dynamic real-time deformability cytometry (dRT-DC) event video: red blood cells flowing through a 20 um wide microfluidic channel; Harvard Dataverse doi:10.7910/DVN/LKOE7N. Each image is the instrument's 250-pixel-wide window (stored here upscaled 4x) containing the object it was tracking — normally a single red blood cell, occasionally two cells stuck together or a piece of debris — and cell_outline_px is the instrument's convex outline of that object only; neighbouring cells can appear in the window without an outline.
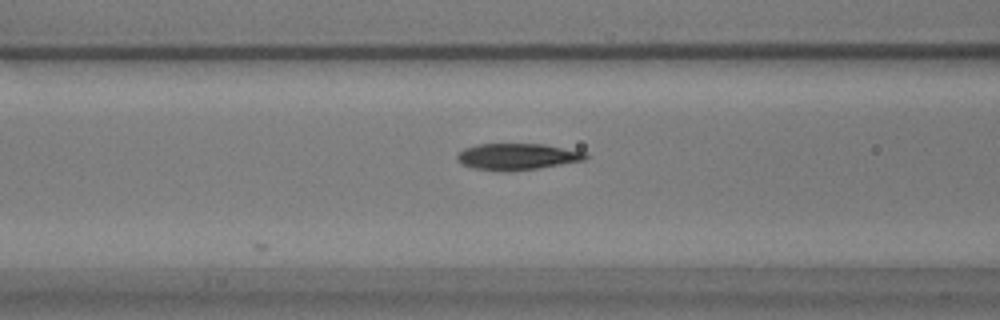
{"species": "common noctule bat (a hibernating species)", "species_latin": "Nyctalus noctula", "temperature_condition": "warm", "stored_images_in_passage": 8, "camera_frame_rate_fps": 3000, "um_per_image_px": 0.085, "animal": {"sex": "male", "body_mass_g": 17.9}, "frame": {"image": 1, "passage_image": 8, "time_ms": 2.333, "image_size_px": [1000, 320], "cell_outline_px": [[588, 156], [584, 160], [540, 168], [508, 172], [504, 172], [472, 168], [460, 164], [456, 160], [456, 156], [464, 148], [476, 144], [544, 144], [588, 152]], "centroid_in_image_um": [43.94, 13.32], "position_along_channel_um": 122.7, "area_um2": 20.11}}